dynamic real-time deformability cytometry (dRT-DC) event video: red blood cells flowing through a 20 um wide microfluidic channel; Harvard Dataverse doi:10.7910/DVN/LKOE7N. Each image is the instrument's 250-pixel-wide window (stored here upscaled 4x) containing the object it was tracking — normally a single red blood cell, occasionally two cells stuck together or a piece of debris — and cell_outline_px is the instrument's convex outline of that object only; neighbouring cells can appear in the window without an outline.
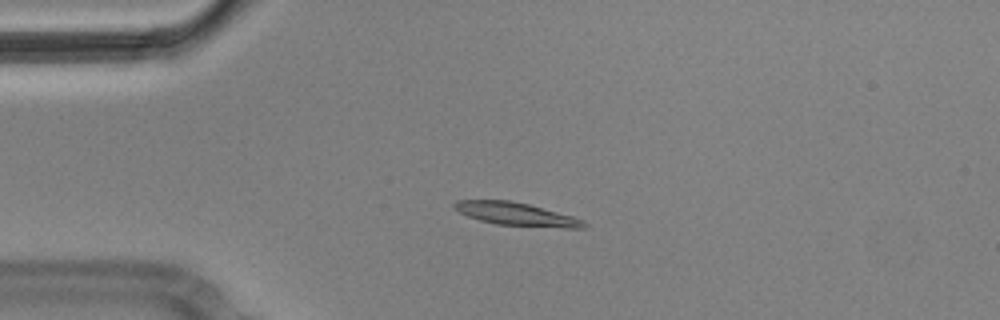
{"species": "Egyptian fruit bat (a non-hibernating species)", "species_latin": "Rousettus aegyptiacus", "temperature_condition": "cold", "stored_images_in_passage": 5, "camera_frame_rate_fps": 3000, "um_per_image_px": 0.085, "animal": {"sex": "male"}, "frame": {"image": 1, "passage_image": 3, "time_ms": 0.667, "image_size_px": [1000, 320], "cell_outline_px": [[588, 224], [584, 228], [564, 228], [496, 224], [480, 220], [468, 216], [452, 208], [452, 204], [456, 200], [508, 200], [528, 204], [572, 216], [584, 220]], "centroid_in_image_um": [43.88, 18.2], "position_along_channel_um": 41.1, "area_um2": 17.34}}